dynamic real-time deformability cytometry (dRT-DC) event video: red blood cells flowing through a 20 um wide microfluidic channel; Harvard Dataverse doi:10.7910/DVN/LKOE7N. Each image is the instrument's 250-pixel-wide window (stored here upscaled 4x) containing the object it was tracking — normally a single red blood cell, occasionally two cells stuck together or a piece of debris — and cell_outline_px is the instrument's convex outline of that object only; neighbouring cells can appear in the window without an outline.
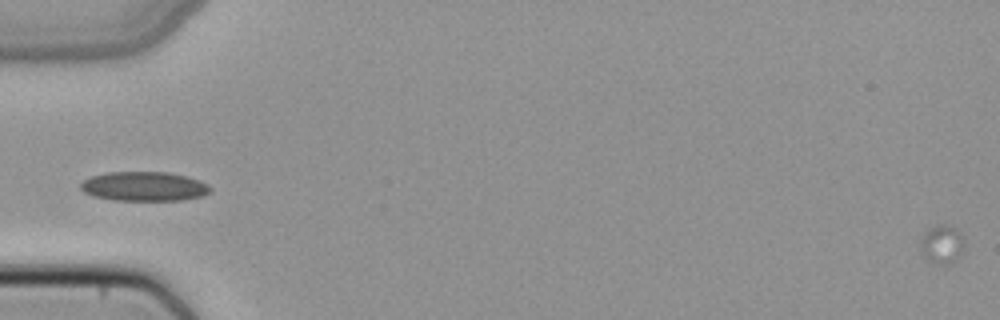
{"species": "common noctule bat (a hibernating species)", "species_latin": "Nyctalus noctula", "temperature_condition": "cold", "stored_images_in_passage": 19, "camera_frame_rate_fps": 3000, "um_per_image_px": 0.085, "animal": {"sex": "female", "body_mass_g": 22.7, "forearm_length_mm": 54.2}, "frame": {"image": 1, "passage_image": 1, "time_ms": 0.0, "image_size_px": [1000, 320], "cell_outline_px": [[964, 248], [956, 260], [948, 264], [936, 264], [924, 256], [920, 252], [920, 240], [928, 228], [936, 224], [948, 224], [956, 228], [964, 236]], "centroid_in_image_um": [80.08, 20.73], "position_along_channel_um": 4.9, "area_um2": 10.12}}